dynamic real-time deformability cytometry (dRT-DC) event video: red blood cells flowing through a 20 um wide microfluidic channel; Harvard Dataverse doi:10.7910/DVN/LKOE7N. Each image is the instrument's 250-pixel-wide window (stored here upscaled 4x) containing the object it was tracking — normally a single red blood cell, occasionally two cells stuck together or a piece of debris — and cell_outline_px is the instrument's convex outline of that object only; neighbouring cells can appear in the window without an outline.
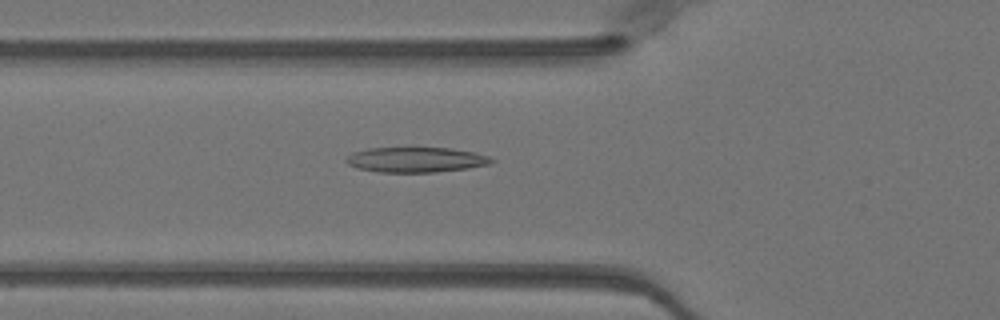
{"species": "Egyptian fruit bat (a non-hibernating species)", "species_latin": "Rousettus aegyptiacus", "temperature_condition": "warm", "stored_images_in_passage": 49, "camera_frame_rate_fps": 3000, "um_per_image_px": 0.085, "animal": {"sex": "female"}, "frame": {"image": 1, "passage_image": 17, "time_ms": 5.333, "image_size_px": [1000, 320], "cell_outline_px": [[496, 160], [488, 164], [468, 168], [436, 172], [380, 172], [356, 168], [348, 164], [344, 160], [352, 152], [368, 148], [452, 148], [476, 152], [488, 156]], "centroid_in_image_um": [35.35, 13.57], "position_along_channel_um": 90.5, "area_um2": 21.33}}
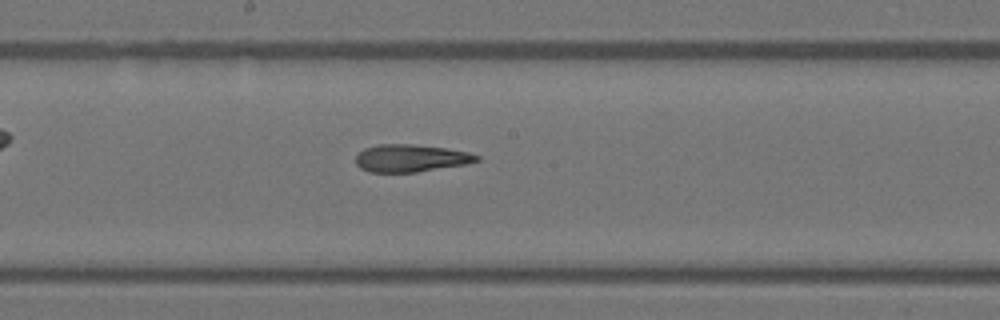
{"frame": {"image": 2, "passage_image": 26, "time_ms": 8.333, "image_size_px": [1000, 320], "cell_outline_px": [[480, 160], [464, 164], [416, 172], [368, 172], [360, 168], [356, 164], [356, 156], [364, 148], [376, 144], [412, 144], [444, 148], [468, 152], [480, 156]], "centroid_in_image_um": [34.87, 13.44], "position_along_channel_um": 213.3, "area_um2": 19.25}}
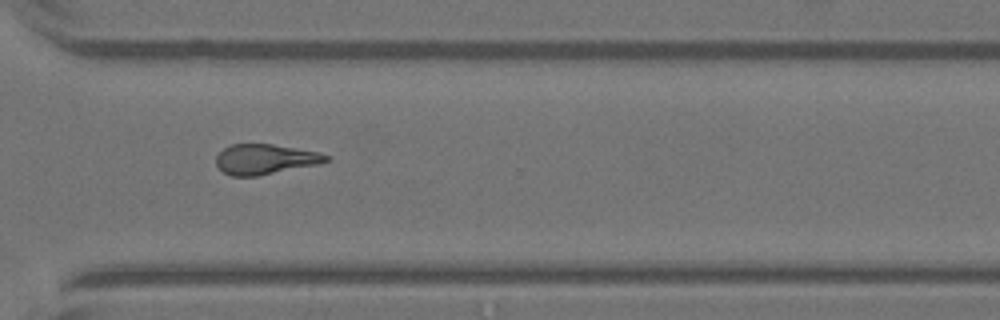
{"frame": {"image": 3, "passage_image": 36, "time_ms": 11.667, "image_size_px": [1000, 320], "cell_outline_px": [[332, 156], [328, 160], [316, 164], [256, 176], [232, 176], [224, 172], [216, 164], [216, 156], [224, 148], [232, 144], [272, 144], [320, 152]], "centroid_in_image_um": [22.53, 13.52], "position_along_channel_um": 348.1, "area_um2": 19.07}, "authors_computed_cell_mechanics": {"area_um2": 20.3456, "velocity_mm_per_s": 4.0532, "shape_relaxation_time_tau1_ms": null, "shape_relaxation_time_tau2_ms": 4.3152, "deformation_change_tau1": null, "deformation_change_tau2": 0.1566}}